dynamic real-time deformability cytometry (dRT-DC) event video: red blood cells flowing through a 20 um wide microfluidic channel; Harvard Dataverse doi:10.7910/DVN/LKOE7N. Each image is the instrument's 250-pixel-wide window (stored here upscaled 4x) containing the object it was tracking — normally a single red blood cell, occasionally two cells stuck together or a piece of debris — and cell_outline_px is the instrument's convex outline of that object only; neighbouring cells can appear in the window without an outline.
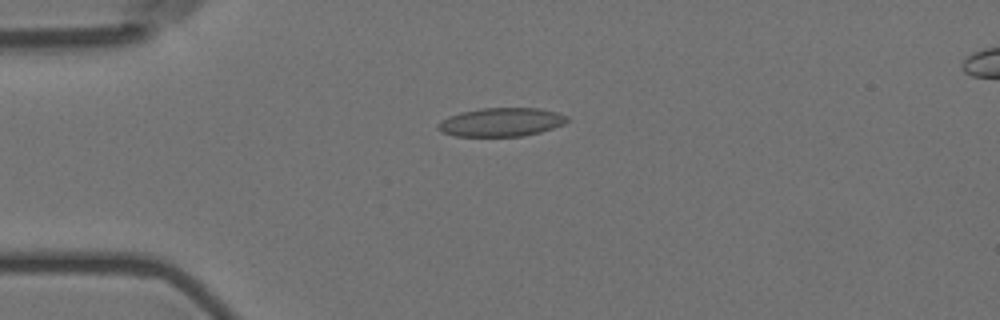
{"species": "Egyptian fruit bat (a non-hibernating species)", "species_latin": "Rousettus aegyptiacus", "temperature_condition": "room temperature", "stored_images_in_passage": 56, "camera_frame_rate_fps": 3000, "um_per_image_px": 0.085, "animal": {"sex": "female"}, "frame": {"image": 1, "passage_image": 14, "time_ms": 4.333, "image_size_px": [1000, 320], "cell_outline_px": [[568, 120], [564, 124], [540, 132], [524, 136], [456, 136], [440, 132], [436, 128], [436, 124], [440, 120], [448, 116], [460, 112], [484, 108], [540, 108], [556, 112], [568, 116]], "centroid_in_image_um": [42.56, 10.38], "position_along_channel_um": 42.4, "area_um2": 21.68}}
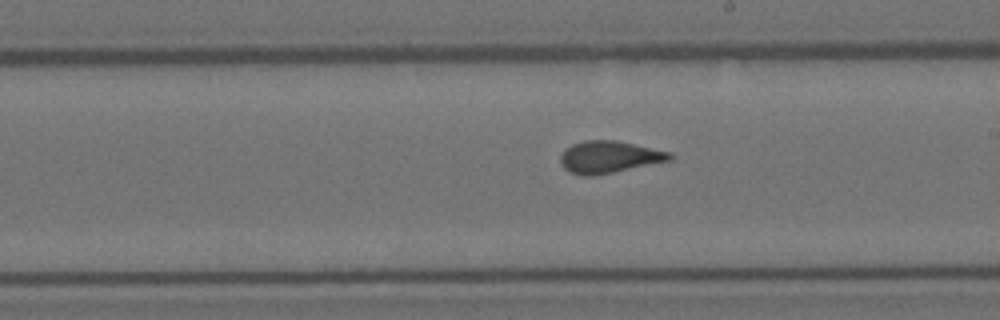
{"frame": {"image": 2, "passage_image": 32, "time_ms": 10.333, "image_size_px": [1000, 320], "cell_outline_px": [[672, 160], [592, 176], [580, 176], [568, 172], [564, 168], [560, 160], [560, 156], [564, 148], [572, 144], [584, 140], [616, 140], [672, 152]], "centroid_in_image_um": [51.74, 13.34], "position_along_channel_um": 237.3, "area_um2": 20.52}}
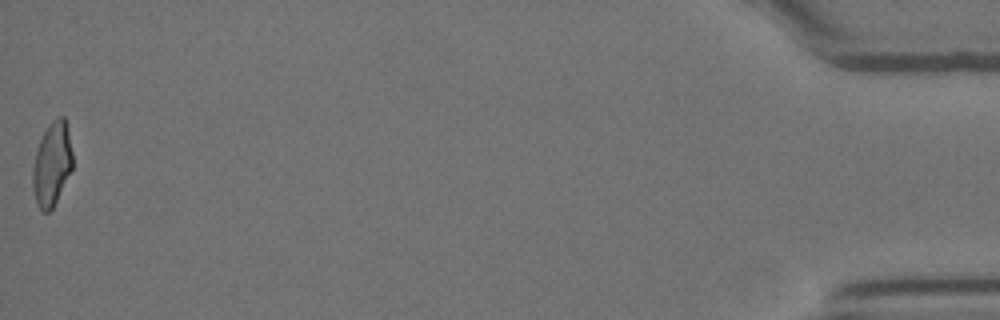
{"frame": {"image": 3, "passage_image": 56, "time_ms": 18.333, "image_size_px": [1000, 320], "cell_outline_px": [[72, 168], [52, 208], [48, 212], [44, 212], [36, 204], [32, 184], [32, 168], [36, 152], [40, 140], [48, 124], [56, 116], [64, 116], [68, 132], [72, 152]], "centroid_in_image_um": [4.4, 13.92], "position_along_channel_um": 430.8, "area_um2": 19.19}, "authors_computed_cell_mechanics": {"area_um2": 20.7213, "velocity_mm_per_s": 3.6233, "shape_relaxation_time_tau1_ms": null, "shape_relaxation_time_tau2_ms": 1.1664, "deformation_change_tau1": null, "deformation_change_tau2": 0.0765}}